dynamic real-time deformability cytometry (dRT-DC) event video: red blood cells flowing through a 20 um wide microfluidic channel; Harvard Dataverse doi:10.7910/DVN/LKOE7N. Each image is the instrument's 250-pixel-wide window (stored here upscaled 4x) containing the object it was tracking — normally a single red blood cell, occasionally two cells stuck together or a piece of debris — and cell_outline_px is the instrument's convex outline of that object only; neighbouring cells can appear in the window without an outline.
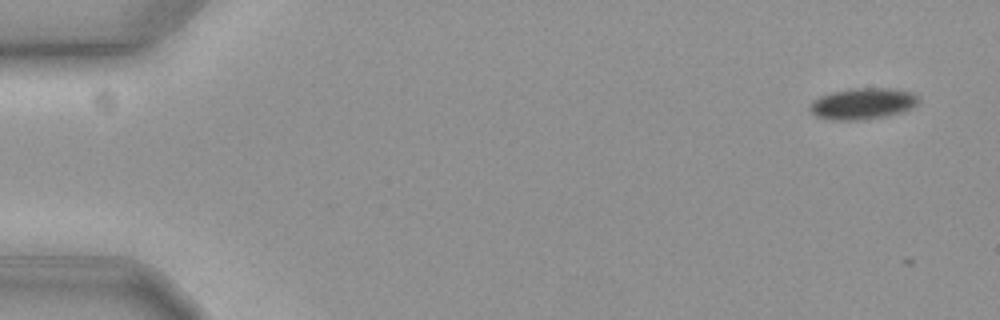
{"species": "common noctule bat (a hibernating species)", "species_latin": "Nyctalus noctula", "temperature_condition": "cold", "stored_images_in_passage": 4, "camera_frame_rate_fps": 3000, "um_per_image_px": 0.085, "animal": {"sex": "female", "body_mass_g": 19.3, "forearm_length_mm": 54.1}, "frame": {"image": 1, "passage_image": 1, "time_ms": 0.0, "image_size_px": [1000, 320], "cell_outline_px": [[920, 100], [916, 104], [904, 112], [864, 120], [840, 120], [816, 116], [808, 108], [812, 100], [820, 96], [832, 92], [852, 88], [888, 88], [912, 92], [920, 96]], "centroid_in_image_um": [73.35, 8.8], "position_along_channel_um": 11.6, "area_um2": 19.83}}